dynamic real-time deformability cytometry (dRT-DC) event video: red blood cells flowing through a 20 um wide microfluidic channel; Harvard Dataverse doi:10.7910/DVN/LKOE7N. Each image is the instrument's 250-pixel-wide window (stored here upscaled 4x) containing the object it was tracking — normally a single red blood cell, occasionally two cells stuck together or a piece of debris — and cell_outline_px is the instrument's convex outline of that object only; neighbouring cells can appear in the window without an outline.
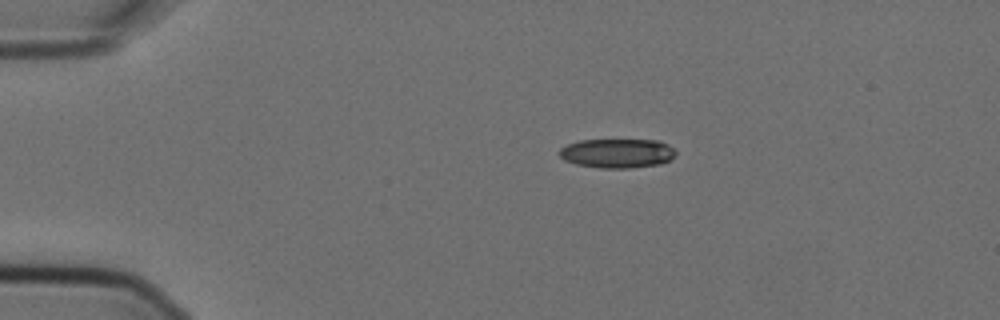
{"species": "Egyptian fruit bat (a non-hibernating species)", "species_latin": "Rousettus aegyptiacus", "temperature_condition": "cold", "stored_images_in_passage": 4, "camera_frame_rate_fps": 3000, "um_per_image_px": 0.085, "animal": {"sex": "female"}, "frame": {"image": 1, "passage_image": 1, "time_ms": 0.0, "image_size_px": [1000, 320], "cell_outline_px": [[676, 156], [660, 164], [628, 168], [600, 168], [576, 164], [564, 160], [560, 156], [560, 148], [568, 144], [580, 140], [656, 140], [668, 144], [676, 152]], "centroid_in_image_um": [52.47, 13.03], "position_along_channel_um": 32.5, "area_um2": 19.77}}
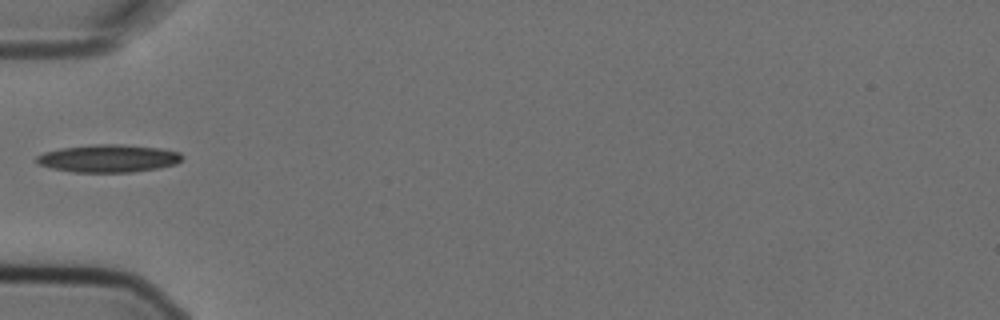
{"frame": {"image": 2, "passage_image": 3, "time_ms": 0.667, "image_size_px": [1000, 320], "cell_outline_px": [[184, 156], [176, 164], [160, 168], [132, 172], [72, 172], [52, 168], [40, 164], [36, 160], [36, 156], [44, 152], [60, 148], [100, 144], [120, 144], [160, 148], [180, 152]], "centroid_in_image_um": [9.24, 13.46], "position_along_channel_um": 75.8, "area_um2": 23.47}}
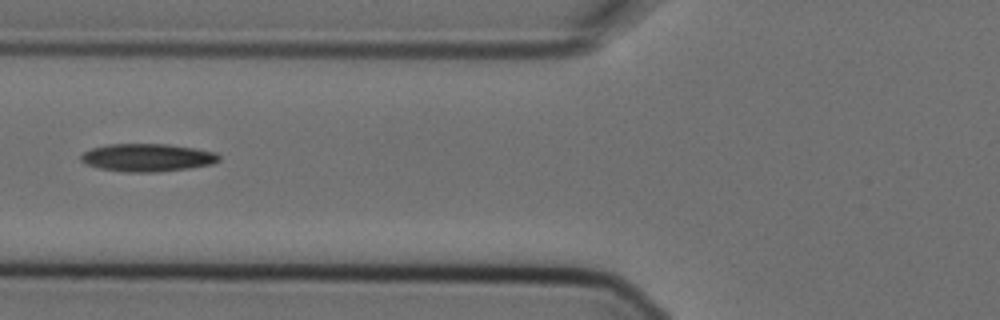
{"frame": {"image": 3, "passage_image": 4, "time_ms": 1.0, "image_size_px": [1000, 320], "cell_outline_px": [[220, 160], [212, 164], [188, 168], [156, 172], [124, 172], [100, 168], [88, 164], [80, 160], [80, 156], [84, 152], [92, 148], [108, 144], [168, 144], [216, 152], [220, 156]], "centroid_in_image_um": [12.53, 13.39], "position_along_channel_um": 113.3, "area_um2": 22.25}}